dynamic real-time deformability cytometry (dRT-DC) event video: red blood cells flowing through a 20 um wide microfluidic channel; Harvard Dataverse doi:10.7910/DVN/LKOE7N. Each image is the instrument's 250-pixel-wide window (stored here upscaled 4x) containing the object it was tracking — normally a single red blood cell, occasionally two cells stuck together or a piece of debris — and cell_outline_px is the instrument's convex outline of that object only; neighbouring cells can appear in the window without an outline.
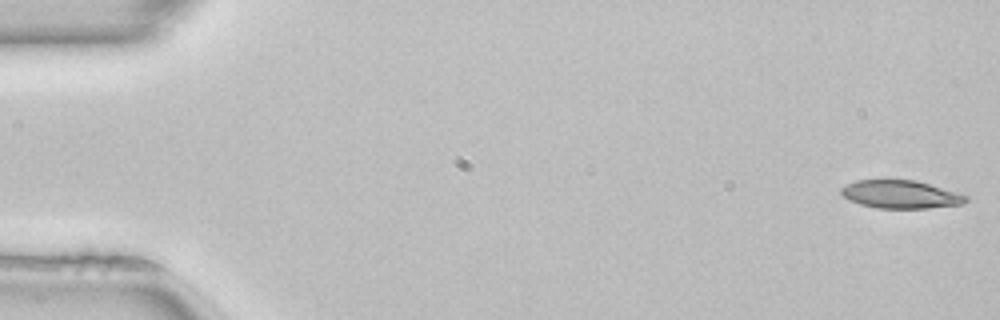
{"species": "common noctule bat (a hibernating species)", "species_latin": "Nyctalus noctula", "temperature_condition": "room temperature", "stored_images_in_passage": 51, "camera_frame_rate_fps": 3000, "um_per_image_px": 0.085, "animal": {"sex": "female", "body_mass_g": 22.7, "forearm_length_mm": 54.2}, "frame": {"image": 1, "passage_image": 1, "time_ms": 0.0, "image_size_px": [1000, 320], "cell_outline_px": [[968, 200], [964, 204], [928, 208], [876, 208], [860, 204], [848, 200], [840, 192], [840, 188], [856, 180], [916, 180], [964, 192], [968, 196]], "centroid_in_image_um": [76.64, 16.52], "position_along_channel_um": 8.4, "area_um2": 20.81}}
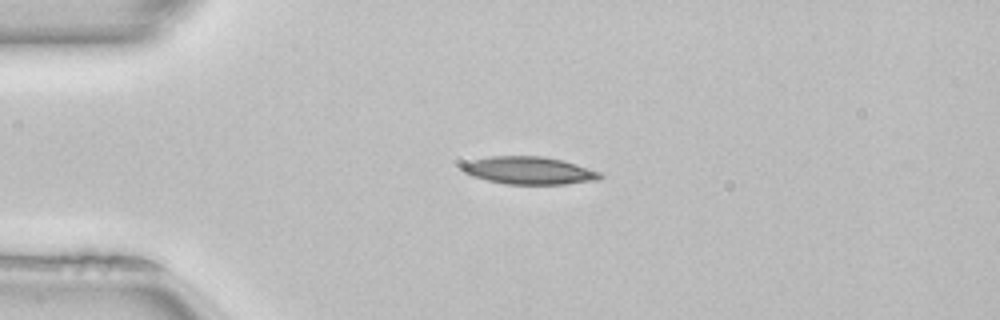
{"frame": {"image": 2, "passage_image": 12, "time_ms": 3.667, "image_size_px": [1000, 320], "cell_outline_px": [[604, 176], [600, 180], [564, 184], [504, 184], [472, 176], [464, 172], [460, 168], [460, 164], [472, 160], [492, 156], [544, 156], [576, 164], [600, 172]], "centroid_in_image_um": [44.96, 14.49], "position_along_channel_um": 40.0, "area_um2": 22.2}}
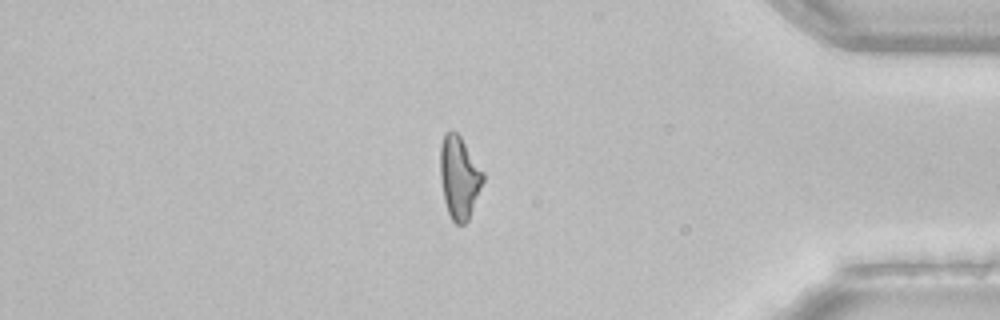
{"frame": {"image": 3, "passage_image": 43, "time_ms": 14.0, "image_size_px": [1000, 320], "cell_outline_px": [[484, 180], [468, 220], [464, 224], [456, 224], [452, 220], [448, 212], [444, 200], [440, 180], [440, 144], [444, 132], [452, 128], [460, 136], [484, 172]], "centroid_in_image_um": [39.01, 15.04], "position_along_channel_um": 396.2, "area_um2": 20.75}, "authors_computed_cell_mechanics": {"area_um2": 21.2126, "velocity_mm_per_s": 4.0404, "shape_relaxation_time_tau1_ms": 6.5421, "shape_relaxation_time_tau2_ms": 6.3642, "deformation_change_tau1": 0.2299, "deformation_change_tau2": 0.1841}}